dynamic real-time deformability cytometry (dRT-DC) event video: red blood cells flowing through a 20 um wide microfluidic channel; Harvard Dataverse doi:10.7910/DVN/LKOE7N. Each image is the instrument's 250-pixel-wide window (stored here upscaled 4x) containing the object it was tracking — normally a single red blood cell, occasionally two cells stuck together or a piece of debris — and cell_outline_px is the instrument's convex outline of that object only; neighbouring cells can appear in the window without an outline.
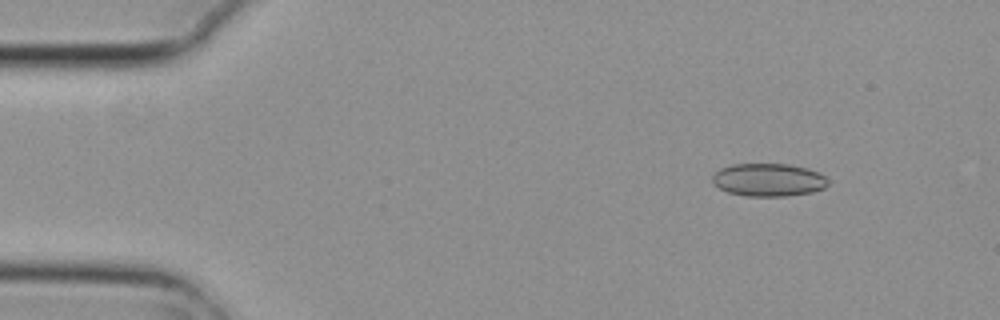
{"species": "common noctule bat (a hibernating species)", "species_latin": "Nyctalus noctula", "temperature_condition": "cold", "stored_images_in_passage": 7, "camera_frame_rate_fps": 3000, "um_per_image_px": 0.085, "animal": {"sex": "female", "body_mass_g": 29.2, "forearm_length_mm": 56.3}, "frame": {"image": 1, "passage_image": 2, "time_ms": 0.333, "image_size_px": [1000, 320], "cell_outline_px": [[828, 184], [824, 188], [812, 192], [788, 196], [748, 196], [728, 192], [720, 188], [712, 180], [712, 176], [720, 168], [732, 164], [788, 164], [808, 168], [824, 176], [828, 180]], "centroid_in_image_um": [65.33, 15.29], "position_along_channel_um": 19.7, "area_um2": 22.08}}
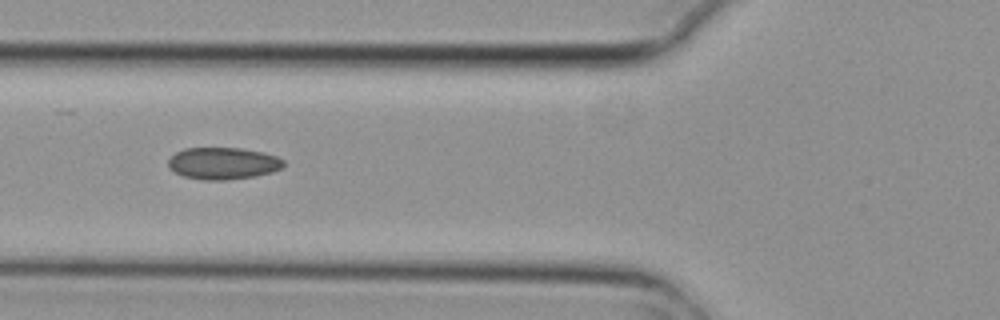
{"frame": {"image": 2, "passage_image": 6, "time_ms": 1.667, "image_size_px": [1000, 320], "cell_outline_px": [[284, 164], [280, 168], [272, 172], [256, 176], [224, 180], [204, 180], [184, 176], [168, 168], [168, 160], [176, 152], [184, 148], [240, 148], [264, 152], [276, 156], [284, 160]], "centroid_in_image_um": [18.96, 13.88], "position_along_channel_um": 106.8, "area_um2": 21.44}}
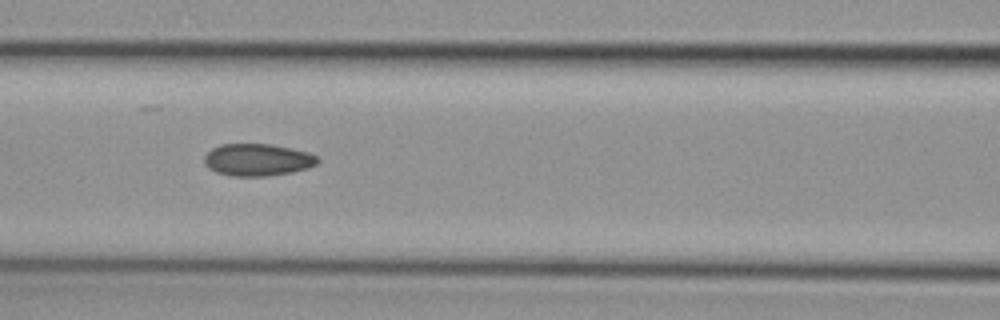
{"frame": {"image": 3, "passage_image": 7, "time_ms": 2.0, "image_size_px": [1000, 320], "cell_outline_px": [[320, 160], [316, 164], [308, 168], [292, 172], [264, 176], [232, 176], [216, 172], [208, 168], [204, 164], [204, 156], [212, 148], [220, 144], [272, 144], [292, 148], [308, 152], [316, 156]], "centroid_in_image_um": [21.88, 13.58], "position_along_channel_um": 144.7, "area_um2": 21.33}}